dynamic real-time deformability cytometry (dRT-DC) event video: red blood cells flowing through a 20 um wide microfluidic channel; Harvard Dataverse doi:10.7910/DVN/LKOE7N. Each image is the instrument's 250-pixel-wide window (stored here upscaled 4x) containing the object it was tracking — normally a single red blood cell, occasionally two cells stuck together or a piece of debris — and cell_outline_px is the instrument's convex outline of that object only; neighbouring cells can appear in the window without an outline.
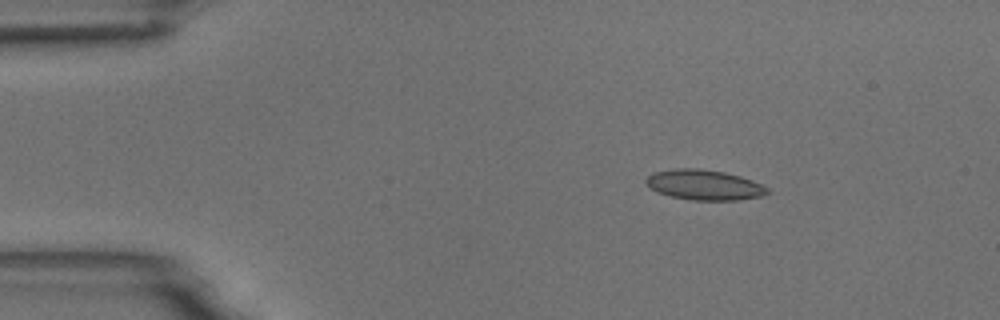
{"species": "common noctule bat (a hibernating species)", "species_latin": "Nyctalus noctula", "temperature_condition": "room temperature", "stored_images_in_passage": 4, "camera_frame_rate_fps": 3000, "um_per_image_px": 0.085, "animal": {"sex": "male", "body_mass_g": 18.8}, "frame": {"image": 1, "passage_image": 2, "time_ms": 2.0, "image_size_px": [1000, 320], "cell_outline_px": [[768, 192], [760, 196], [736, 200], [692, 200], [672, 196], [656, 192], [644, 180], [648, 176], [656, 172], [676, 168], [700, 168], [724, 172], [740, 176], [752, 180], [768, 188]], "centroid_in_image_um": [59.85, 15.71], "position_along_channel_um": 25.1, "area_um2": 21.1}}